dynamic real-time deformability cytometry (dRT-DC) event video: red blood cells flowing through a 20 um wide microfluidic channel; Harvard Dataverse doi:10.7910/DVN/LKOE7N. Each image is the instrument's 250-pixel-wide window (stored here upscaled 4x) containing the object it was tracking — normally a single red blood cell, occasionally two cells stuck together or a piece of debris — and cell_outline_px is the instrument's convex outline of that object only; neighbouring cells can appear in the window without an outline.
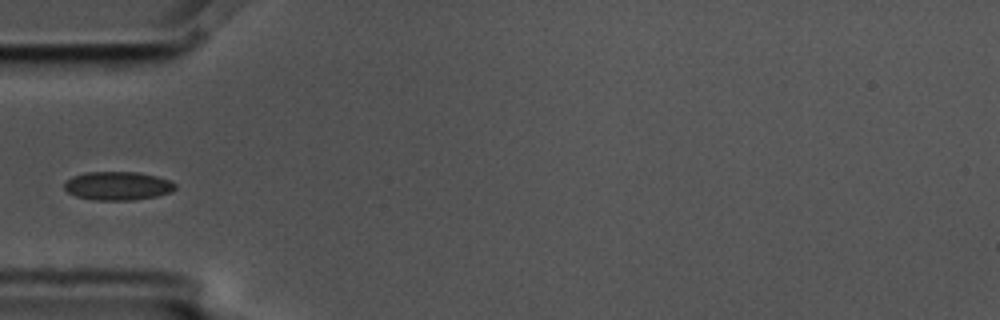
{"species": "common noctule bat (a hibernating species)", "species_latin": "Nyctalus noctula", "temperature_condition": "cold", "stored_images_in_passage": 6, "camera_frame_rate_fps": 3000, "um_per_image_px": 0.085, "animal": {"sex": "male", "body_mass_g": 17.5, "forearm_length_mm": 52.3}, "frame": {"image": 1, "passage_image": 6, "time_ms": 1.667, "image_size_px": [1000, 320], "cell_outline_px": [[176, 188], [172, 192], [156, 196], [132, 200], [92, 200], [76, 196], [68, 192], [64, 188], [64, 184], [72, 176], [84, 172], [140, 172], [156, 176], [168, 180], [176, 184]], "centroid_in_image_um": [10.0, 15.79], "position_along_channel_um": 75.0, "area_um2": 18.5}}